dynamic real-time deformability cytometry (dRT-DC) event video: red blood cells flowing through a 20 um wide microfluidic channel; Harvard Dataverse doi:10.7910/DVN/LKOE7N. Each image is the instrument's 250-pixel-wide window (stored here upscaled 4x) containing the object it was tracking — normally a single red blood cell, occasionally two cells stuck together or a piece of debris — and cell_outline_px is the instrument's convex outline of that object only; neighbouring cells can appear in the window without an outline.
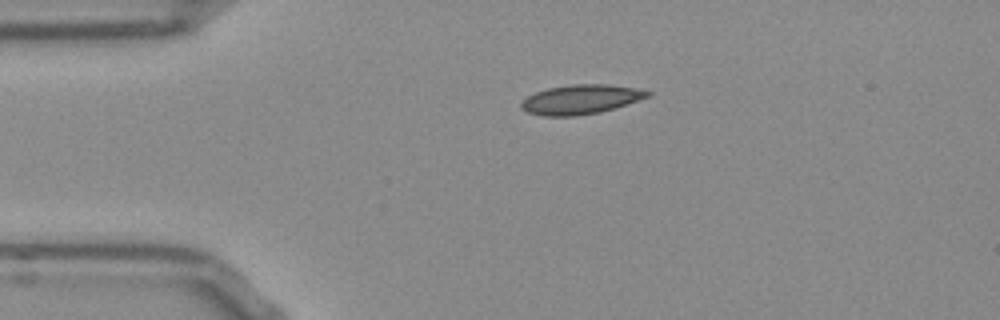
{"species": "Egyptian fruit bat (a non-hibernating species)", "species_latin": "Rousettus aegyptiacus", "temperature_condition": "room temperature", "stored_images_in_passage": 42, "camera_frame_rate_fps": 3000, "um_per_image_px": 0.085, "frame": {"image": 1, "passage_image": 1, "time_ms": 0.0, "image_size_px": [1000, 320], "cell_outline_px": [[652, 96], [616, 108], [600, 112], [576, 116], [544, 116], [528, 112], [520, 108], [520, 100], [536, 92], [548, 88], [572, 84], [608, 84], [636, 88], [652, 92]], "centroid_in_image_um": [49.38, 8.45], "position_along_channel_um": 35.6, "area_um2": 21.91}}
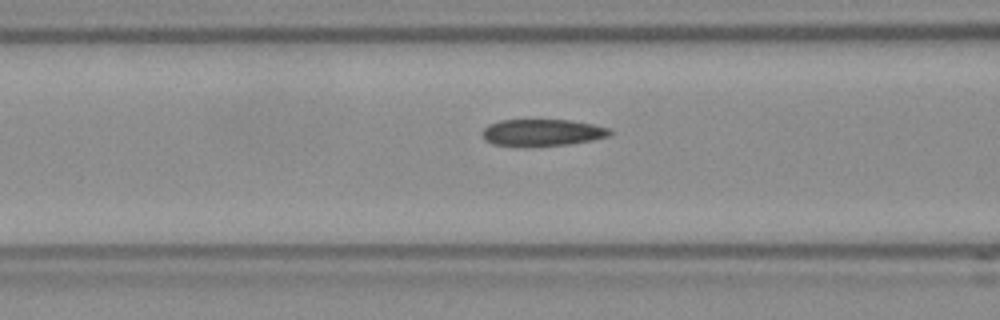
{"frame": {"image": 2, "passage_image": 10, "time_ms": 3.0, "image_size_px": [1000, 320], "cell_outline_px": [[612, 132], [608, 136], [592, 140], [568, 144], [492, 144], [484, 140], [480, 136], [480, 132], [488, 124], [500, 120], [572, 120], [592, 124], [608, 128]], "centroid_in_image_um": [46.05, 11.23], "position_along_channel_um": 120.5, "area_um2": 19.36}}
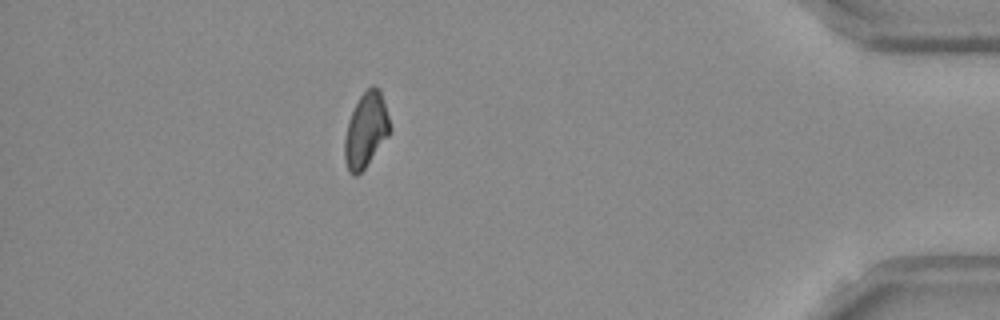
{"frame": {"image": 3, "passage_image": 36, "time_ms": 11.667, "image_size_px": [1000, 320], "cell_outline_px": [[392, 128], [388, 136], [364, 168], [356, 176], [352, 176], [348, 172], [344, 160], [344, 140], [348, 120], [360, 96], [372, 84], [380, 88]], "centroid_in_image_um": [31.1, 11.06], "position_along_channel_um": 404.1, "area_um2": 19.77}, "authors_computed_cell_mechanics": {"area_um2": 20.3456, "velocity_mm_per_s": 3.8577, "shape_relaxation_time_tau1_ms": null, "shape_relaxation_time_tau2_ms": 10.3034, "deformation_change_tau1": null, "deformation_change_tau2": 0.1499}}